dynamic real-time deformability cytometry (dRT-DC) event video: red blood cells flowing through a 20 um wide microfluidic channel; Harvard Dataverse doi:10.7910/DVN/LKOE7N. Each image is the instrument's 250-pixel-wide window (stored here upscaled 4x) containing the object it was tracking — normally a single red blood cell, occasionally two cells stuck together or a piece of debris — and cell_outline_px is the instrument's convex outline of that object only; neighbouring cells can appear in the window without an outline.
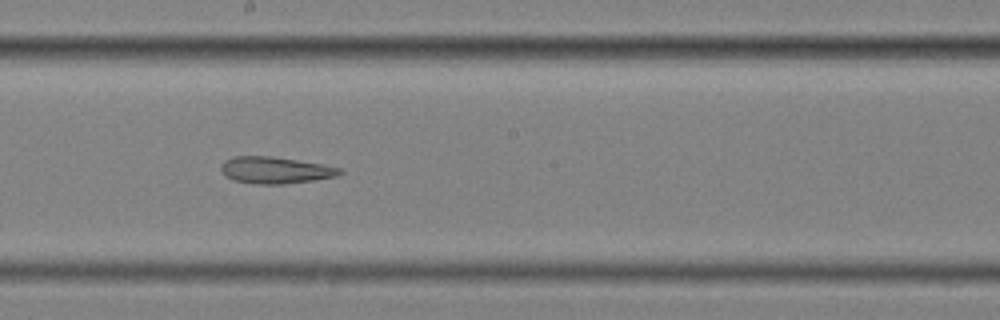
{"species": "common noctule bat (a hibernating species)", "species_latin": "Nyctalus noctula", "temperature_condition": "cold", "stored_images_in_passage": 10, "segment_of_instrument_passage": [2, 2], "camera_frame_rate_fps": 3000, "um_per_image_px": 0.085, "animal": {"sex": "female", "body_mass_g": 25.1}, "frame": {"image": 1, "passage_image": 9, "time_ms": 2.667, "image_size_px": [1000, 320], "cell_outline_px": [[344, 172], [336, 176], [316, 180], [284, 184], [256, 184], [232, 180], [224, 176], [220, 168], [220, 164], [224, 160], [236, 156], [272, 156], [320, 164], [340, 168]], "centroid_in_image_um": [23.35, 14.47], "position_along_channel_um": 224.8, "area_um2": 18.55}}
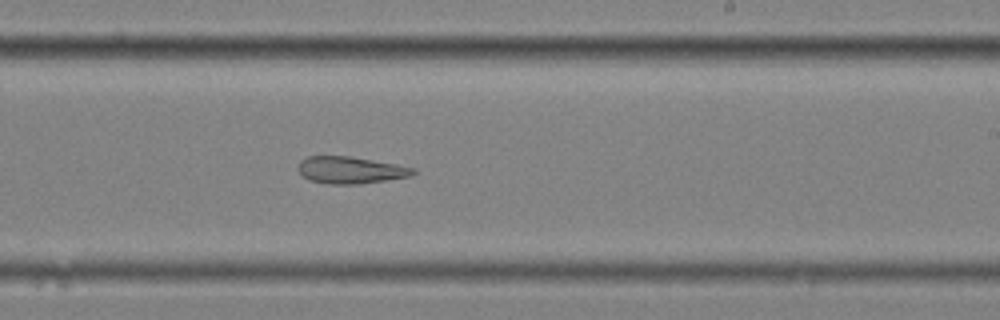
{"frame": {"image": 2, "passage_image": 10, "time_ms": 3.0, "image_size_px": [1000, 320], "cell_outline_px": [[416, 172], [412, 176], [360, 184], [328, 184], [308, 180], [300, 172], [300, 160], [308, 156], [348, 156], [396, 164], [416, 168]], "centroid_in_image_um": [29.82, 14.46], "position_along_channel_um": 259.2, "area_um2": 17.98}}